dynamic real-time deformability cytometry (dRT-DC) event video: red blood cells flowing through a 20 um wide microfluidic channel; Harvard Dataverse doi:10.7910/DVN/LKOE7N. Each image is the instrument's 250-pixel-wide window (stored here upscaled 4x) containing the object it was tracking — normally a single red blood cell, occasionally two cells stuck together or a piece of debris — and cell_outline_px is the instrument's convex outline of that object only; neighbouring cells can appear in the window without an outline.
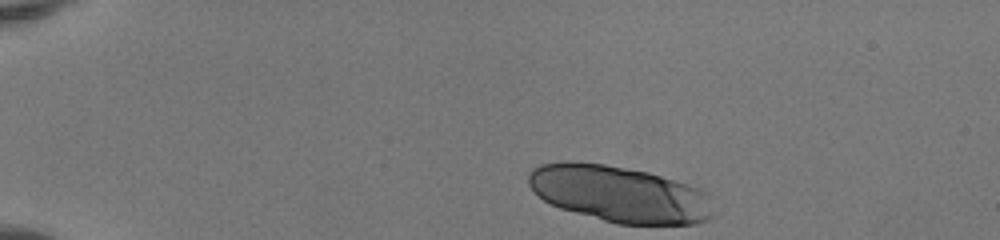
{"species": "human", "species_latin": "Homo sapiens", "temperature_condition": "room temperature", "stored_images_in_passage": 40, "camera_frame_rate_fps": 3000, "um_per_image_px": 0.085, "donor": {"sex": "female"}, "frame": {"image": 1, "passage_image": 1, "time_ms": 0.0, "image_size_px": [1000, 240], "cell_outline_px": [[716, 216], [708, 220], [696, 224], [616, 224], [560, 208], [544, 200], [528, 184], [528, 172], [532, 168], [540, 164], [564, 160], [572, 160], [604, 164], [648, 172], [688, 184], [700, 188], [708, 192]], "centroid_in_image_um": [52.69, 16.48], "position_along_channel_um": 32.3, "area_um2": 61.44}}
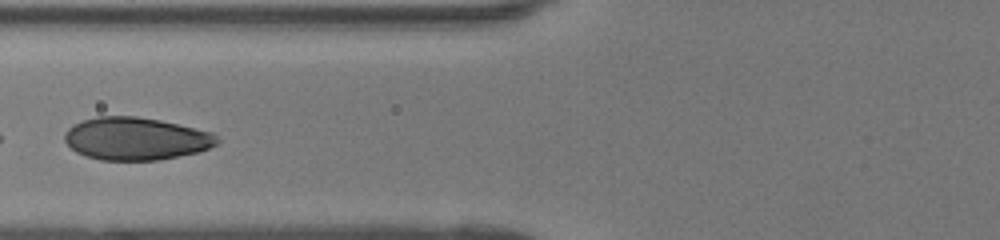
{"frame": {"image": 2, "passage_image": 14, "time_ms": 4.333, "image_size_px": [1000, 240], "cell_outline_px": [[220, 140], [216, 144], [200, 152], [160, 160], [100, 160], [84, 156], [76, 152], [64, 140], [64, 132], [72, 124], [96, 116], [136, 116], [160, 120], [212, 132]], "centroid_in_image_um": [11.53, 11.79], "position_along_channel_um": 114.3, "area_um2": 38.09}}
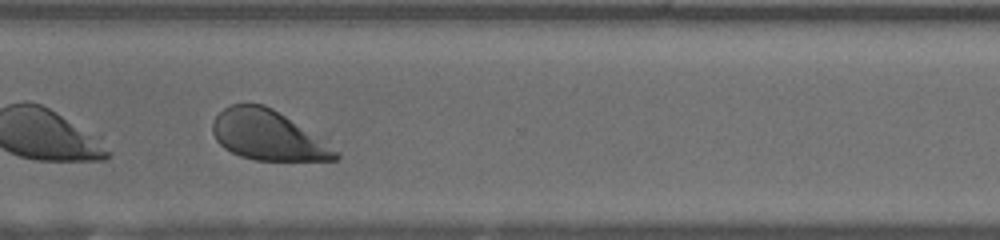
{"frame": {"image": 3, "passage_image": 31, "time_ms": 10.0, "image_size_px": [1000, 240], "cell_outline_px": [[340, 156], [336, 160], [256, 160], [240, 156], [224, 148], [216, 140], [212, 132], [212, 120], [224, 108], [232, 104], [264, 104], [272, 108], [324, 136], [340, 152]], "centroid_in_image_um": [22.86, 11.5], "position_along_channel_um": 347.7, "area_um2": 36.47}, "authors_computed_cell_mechanics": {"area_um2": 38.9572, "velocity_mm_per_s": 4.1295, "shape_relaxation_time_tau1_ms": 2.3696, "shape_relaxation_time_tau2_ms": null, "deformation_change_tau1": 0.1523, "deformation_change_tau2": null}}